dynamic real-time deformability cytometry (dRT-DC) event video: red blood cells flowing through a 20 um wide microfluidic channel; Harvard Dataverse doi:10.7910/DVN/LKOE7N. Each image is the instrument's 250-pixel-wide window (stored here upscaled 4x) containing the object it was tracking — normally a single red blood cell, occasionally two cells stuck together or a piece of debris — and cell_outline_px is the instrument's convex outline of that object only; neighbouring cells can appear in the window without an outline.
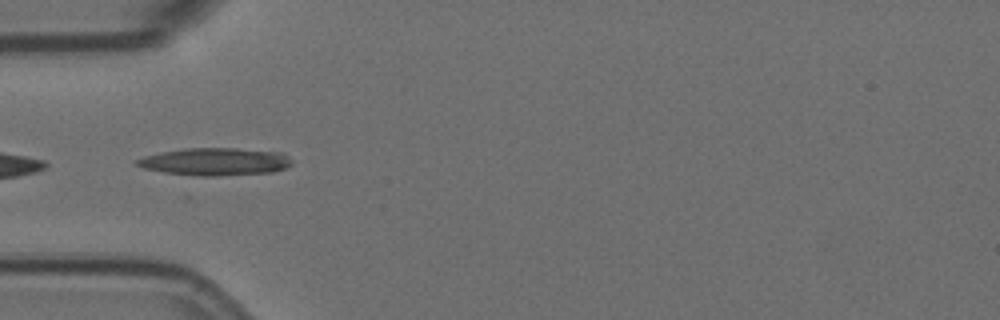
{"species": "Egyptian fruit bat (a non-hibernating species)", "species_latin": "Rousettus aegyptiacus", "temperature_condition": "room temperature", "stored_images_in_passage": 33, "camera_frame_rate_fps": 3000, "um_per_image_px": 0.085, "animal": {"sex": "female"}, "frame": {"image": 1, "passage_image": 4, "time_ms": 1.0, "image_size_px": [1000, 320], "cell_outline_px": [[292, 164], [288, 168], [272, 172], [220, 176], [200, 176], [164, 172], [144, 168], [136, 164], [132, 160], [144, 156], [160, 152], [184, 148], [236, 148], [284, 152], [292, 160]], "centroid_in_image_um": [18.32, 13.73], "position_along_channel_um": 66.7, "area_um2": 25.2}}
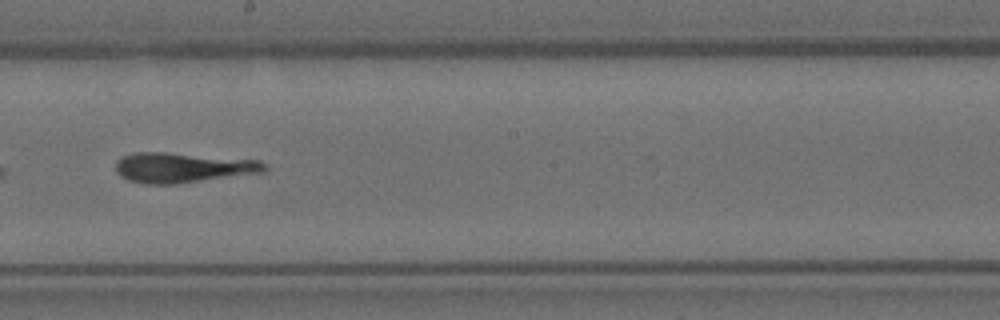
{"frame": {"image": 2, "passage_image": 18, "time_ms": 5.667, "image_size_px": [1000, 320], "cell_outline_px": [[268, 168], [264, 172], [176, 184], [148, 184], [128, 180], [120, 176], [116, 172], [116, 160], [120, 156], [132, 152], [164, 152], [260, 160]], "centroid_in_image_um": [15.49, 14.24], "position_along_channel_um": 232.7, "area_um2": 26.18}}
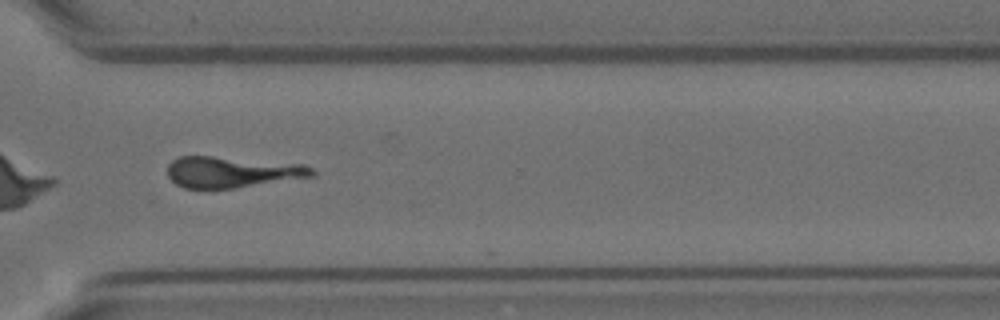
{"frame": {"image": 3, "passage_image": 28, "time_ms": 9.0, "image_size_px": [1000, 320], "cell_outline_px": [[316, 176], [232, 188], [184, 188], [176, 184], [168, 176], [168, 164], [172, 160], [180, 156], [212, 156], [304, 164], [312, 168], [316, 172]], "centroid_in_image_um": [19.73, 14.62], "position_along_channel_um": 350.9, "area_um2": 26.07}}